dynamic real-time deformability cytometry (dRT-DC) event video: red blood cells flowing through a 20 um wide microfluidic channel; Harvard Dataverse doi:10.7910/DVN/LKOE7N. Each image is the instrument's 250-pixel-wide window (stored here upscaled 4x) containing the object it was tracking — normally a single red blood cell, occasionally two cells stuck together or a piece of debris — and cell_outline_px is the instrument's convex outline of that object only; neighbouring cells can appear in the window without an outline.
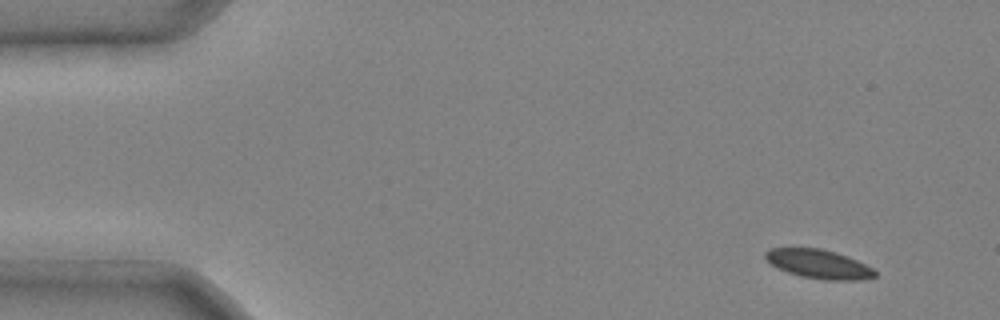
{"species": "common noctule bat (a hibernating species)", "species_latin": "Nyctalus noctula", "temperature_condition": "cold", "stored_images_in_passage": 4, "camera_frame_rate_fps": 3000, "um_per_image_px": 0.085, "animal": {"sex": "male", "body_mass_g": 20.4}, "frame": {"image": 1, "passage_image": 1, "time_ms": 0.0, "image_size_px": [1000, 320], "cell_outline_px": [[876, 276], [860, 280], [824, 280], [800, 276], [788, 272], [772, 264], [764, 256], [764, 252], [768, 248], [820, 248], [836, 252], [848, 256], [872, 268], [876, 272]], "centroid_in_image_um": [69.59, 22.44], "position_along_channel_um": 15.4, "area_um2": 18.38}}